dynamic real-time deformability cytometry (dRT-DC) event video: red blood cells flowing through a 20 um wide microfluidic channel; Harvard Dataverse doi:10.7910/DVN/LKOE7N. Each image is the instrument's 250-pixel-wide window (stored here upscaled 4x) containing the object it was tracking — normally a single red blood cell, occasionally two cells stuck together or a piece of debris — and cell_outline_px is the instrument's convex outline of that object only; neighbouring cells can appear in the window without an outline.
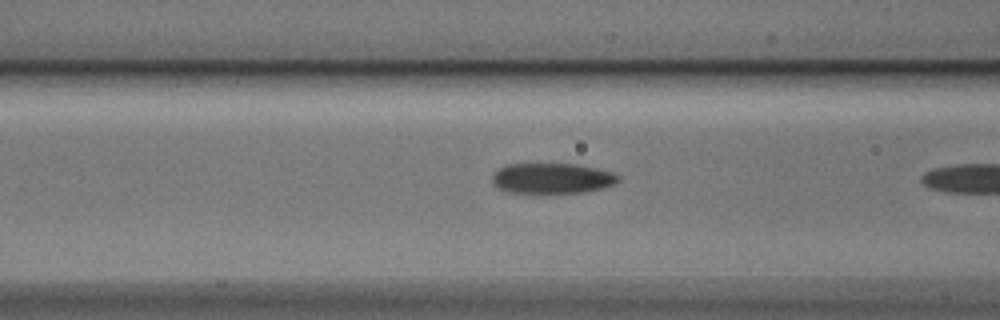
{"species": "Egyptian fruit bat (a non-hibernating species)", "species_latin": "Rousettus aegyptiacus", "temperature_condition": "cold", "stored_images_in_passage": 8, "camera_frame_rate_fps": 3000, "um_per_image_px": 0.085, "animal": {"sex": "male"}, "frame": {"image": 1, "passage_image": 7, "time_ms": 2.0, "image_size_px": [1000, 320], "cell_outline_px": [[620, 180], [616, 184], [604, 188], [584, 192], [508, 192], [500, 188], [492, 180], [492, 176], [500, 168], [508, 164], [576, 164], [612, 172], [620, 176]], "centroid_in_image_um": [46.99, 15.15], "position_along_channel_um": 119.6, "area_um2": 22.02}}